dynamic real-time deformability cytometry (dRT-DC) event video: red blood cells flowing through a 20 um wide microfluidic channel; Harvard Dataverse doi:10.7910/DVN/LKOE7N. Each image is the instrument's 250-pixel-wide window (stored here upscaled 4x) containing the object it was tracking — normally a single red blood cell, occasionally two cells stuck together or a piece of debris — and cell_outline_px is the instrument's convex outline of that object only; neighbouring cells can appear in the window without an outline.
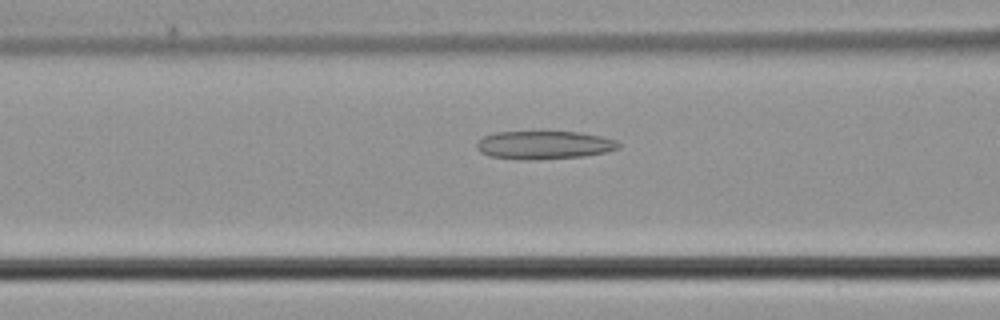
{"species": "common noctule bat (a hibernating species)", "species_latin": "Nyctalus noctula", "temperature_condition": "cold", "stored_images_in_passage": 30, "camera_frame_rate_fps": 3000, "um_per_image_px": 0.085, "animal": {"sex": "male", "body_mass_g": 21.5, "forearm_length_mm": 52.0}, "frame": {"image": 1, "passage_image": 9, "time_ms": 2.667, "image_size_px": [1000, 320], "cell_outline_px": [[620, 148], [608, 152], [584, 156], [532, 160], [524, 160], [488, 156], [480, 152], [476, 148], [476, 140], [484, 136], [496, 132], [580, 132], [600, 136], [616, 140], [620, 144]], "centroid_in_image_um": [46.23, 12.33], "position_along_channel_um": 120.4, "area_um2": 23.52}}
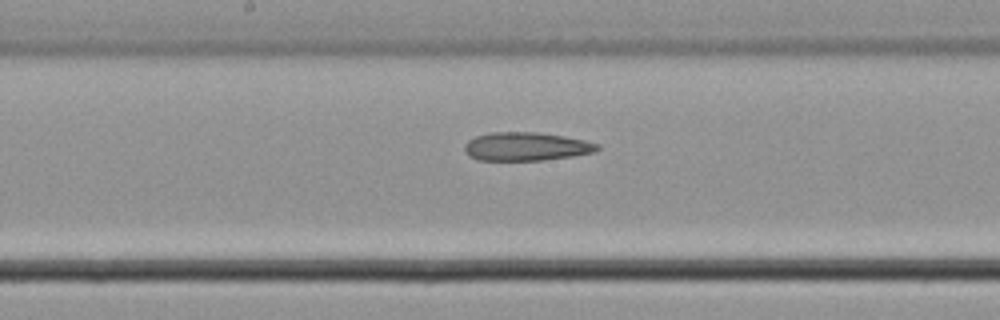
{"frame": {"image": 2, "passage_image": 15, "time_ms": 4.667, "image_size_px": [1000, 320], "cell_outline_px": [[600, 148], [596, 152], [572, 156], [544, 160], [476, 160], [468, 156], [464, 148], [464, 144], [468, 140], [476, 136], [492, 132], [536, 132], [564, 136], [584, 140], [600, 144]], "centroid_in_image_um": [44.72, 12.45], "position_along_channel_um": 203.5, "area_um2": 22.14}}
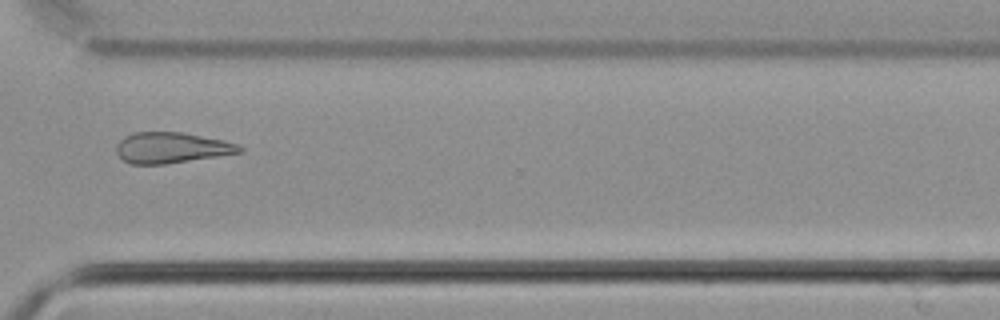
{"frame": {"image": 3, "passage_image": 26, "time_ms": 8.333, "image_size_px": [1000, 320], "cell_outline_px": [[244, 152], [164, 164], [132, 164], [124, 160], [116, 152], [116, 148], [120, 140], [124, 136], [132, 132], [184, 132], [224, 140], [240, 144], [244, 148]], "centroid_in_image_um": [14.62, 12.54], "position_along_channel_um": 356.0, "area_um2": 22.2}}